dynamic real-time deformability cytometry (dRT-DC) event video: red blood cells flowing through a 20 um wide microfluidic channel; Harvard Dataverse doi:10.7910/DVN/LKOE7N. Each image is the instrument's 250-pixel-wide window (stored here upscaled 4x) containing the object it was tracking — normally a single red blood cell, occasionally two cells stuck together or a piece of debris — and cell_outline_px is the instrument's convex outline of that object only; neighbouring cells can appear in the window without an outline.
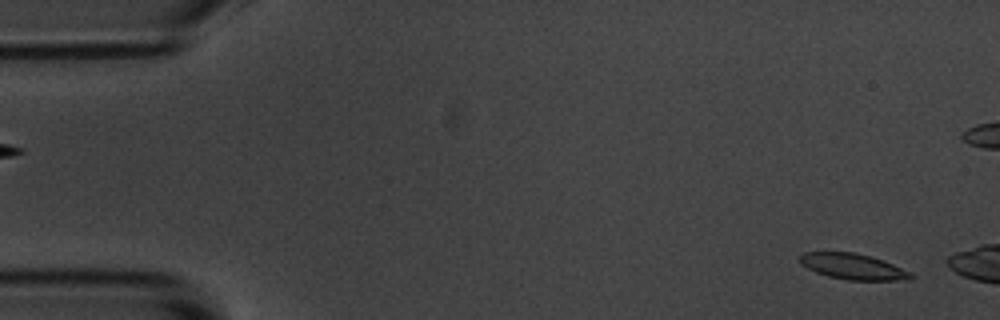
{"species": "common noctule bat (a hibernating species)", "species_latin": "Nyctalus noctula", "temperature_condition": "room temperature", "stored_images_in_passage": 6, "segment_of_instrument_passage": [2, 2], "camera_frame_rate_fps": 3000, "um_per_image_px": 0.085, "animal": {"sex": "male", "body_mass_g": 20.1, "forearm_length_mm": 53.5}, "frame": {"image": 1, "passage_image": 6, "time_ms": 5.667, "image_size_px": [1000, 320], "cell_outline_px": [[916, 276], [912, 280], [848, 280], [828, 276], [816, 272], [800, 264], [800, 256], [804, 252], [856, 252], [872, 256], [884, 260], [912, 272]], "centroid_in_image_um": [72.57, 22.66], "position_along_channel_um": 12.4, "area_um2": 16.94}}